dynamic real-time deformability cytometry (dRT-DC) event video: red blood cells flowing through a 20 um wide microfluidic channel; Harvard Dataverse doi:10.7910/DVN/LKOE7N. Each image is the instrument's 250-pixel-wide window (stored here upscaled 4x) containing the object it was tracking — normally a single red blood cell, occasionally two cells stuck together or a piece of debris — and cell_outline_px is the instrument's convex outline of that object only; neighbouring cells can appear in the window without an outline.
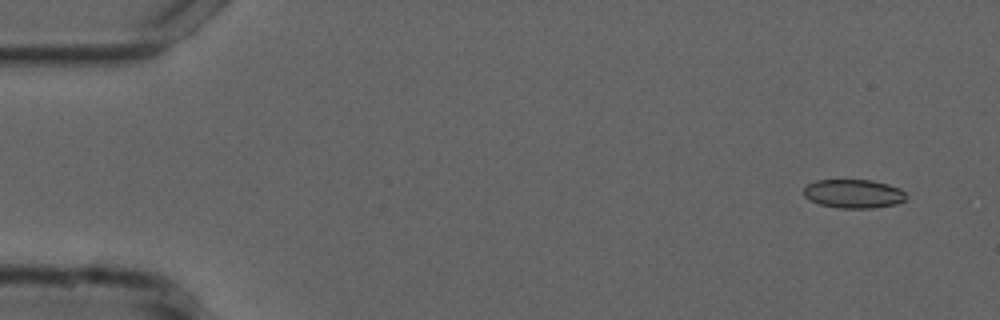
{"species": "common noctule bat (a hibernating species)", "species_latin": "Nyctalus noctula", "temperature_condition": "cold", "stored_images_in_passage": 52, "camera_frame_rate_fps": 3000, "um_per_image_px": 0.085, "animal": {"sex": "male", "forearm_length_mm": 52.5}, "frame": {"image": 1, "passage_image": 1, "time_ms": 0.0, "image_size_px": [1000, 320], "cell_outline_px": [[908, 196], [904, 200], [896, 204], [872, 208], [840, 208], [820, 204], [804, 196], [804, 188], [808, 184], [816, 180], [872, 180], [888, 184], [900, 188]], "centroid_in_image_um": [72.58, 16.46], "position_along_channel_um": 12.4, "area_um2": 17.11}}
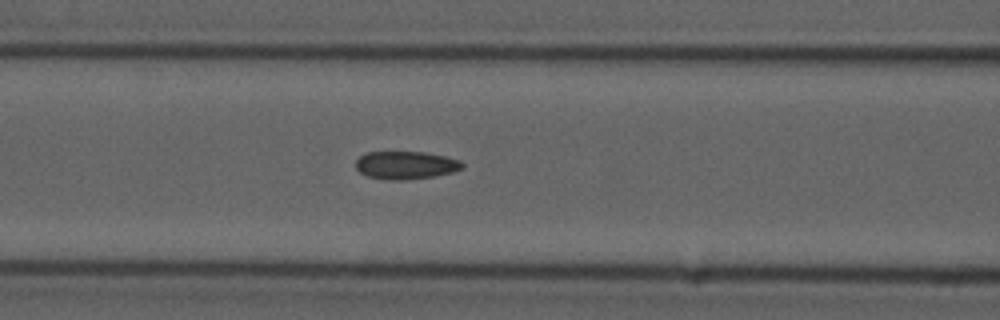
{"frame": {"image": 2, "passage_image": 20, "time_ms": 6.333, "image_size_px": [1000, 320], "cell_outline_px": [[464, 168], [452, 172], [432, 176], [404, 180], [388, 180], [368, 176], [360, 172], [356, 168], [356, 160], [360, 156], [368, 152], [424, 152], [444, 156], [460, 160], [464, 164]], "centroid_in_image_um": [34.49, 14.04], "position_along_channel_um": 132.1, "area_um2": 17.22}}
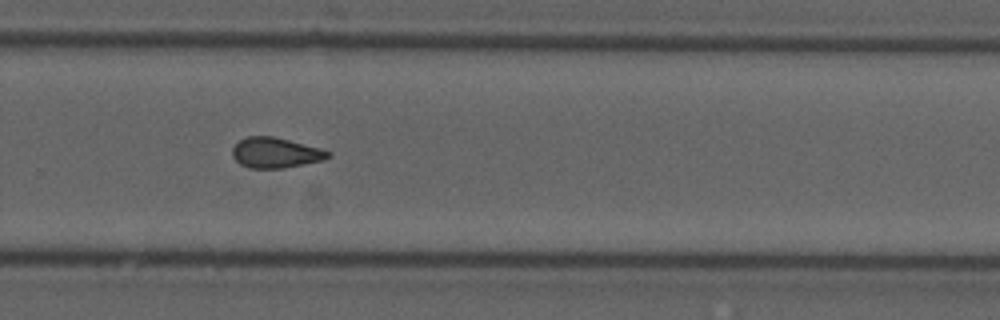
{"frame": {"image": 3, "passage_image": 34, "time_ms": 11.0, "image_size_px": [1000, 320], "cell_outline_px": [[332, 156], [320, 160], [284, 168], [248, 168], [240, 164], [232, 156], [232, 148], [240, 140], [248, 136], [272, 136], [320, 148], [332, 152]], "centroid_in_image_um": [23.4, 12.98], "position_along_channel_um": 306.4, "area_um2": 16.76}, "authors_computed_cell_mechanics": {"area_um2": 17.1666, "velocity_mm_per_s": 3.7497, "shape_relaxation_time_tau1_ms": null, "shape_relaxation_time_tau2_ms": 2.3137, "deformation_change_tau1": null, "deformation_change_tau2": 0.0925}}